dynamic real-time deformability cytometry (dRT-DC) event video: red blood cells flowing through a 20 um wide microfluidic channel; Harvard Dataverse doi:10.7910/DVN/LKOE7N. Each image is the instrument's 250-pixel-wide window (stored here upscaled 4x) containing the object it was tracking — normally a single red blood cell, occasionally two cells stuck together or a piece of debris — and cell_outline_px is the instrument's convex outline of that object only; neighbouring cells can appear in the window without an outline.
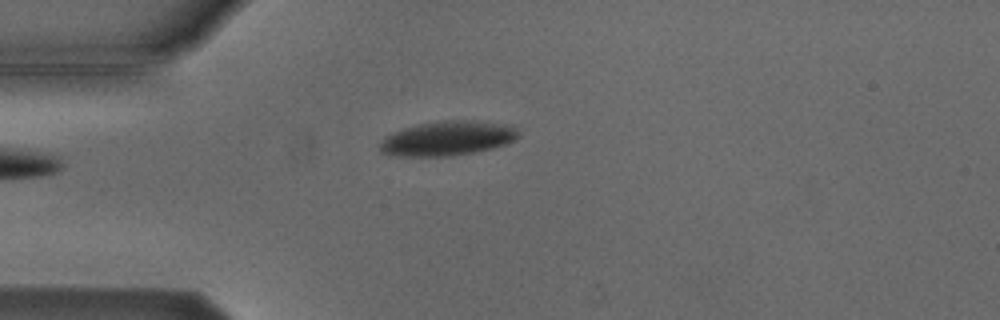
{"species": "Egyptian fruit bat (a non-hibernating species)", "species_latin": "Rousettus aegyptiacus", "temperature_condition": "cold", "stored_images_in_passage": 4, "camera_frame_rate_fps": 3000, "um_per_image_px": 0.085, "animal": {"sex": "male"}, "frame": {"image": 1, "passage_image": 4, "time_ms": 3.333, "image_size_px": [1000, 320], "cell_outline_px": [[520, 132], [508, 144], [492, 148], [452, 156], [388, 156], [380, 152], [380, 144], [384, 136], [392, 132], [404, 128], [420, 124], [444, 120], [468, 120], [512, 124]], "centroid_in_image_um": [38.02, 11.76], "position_along_channel_um": 47.0, "area_um2": 28.03}}